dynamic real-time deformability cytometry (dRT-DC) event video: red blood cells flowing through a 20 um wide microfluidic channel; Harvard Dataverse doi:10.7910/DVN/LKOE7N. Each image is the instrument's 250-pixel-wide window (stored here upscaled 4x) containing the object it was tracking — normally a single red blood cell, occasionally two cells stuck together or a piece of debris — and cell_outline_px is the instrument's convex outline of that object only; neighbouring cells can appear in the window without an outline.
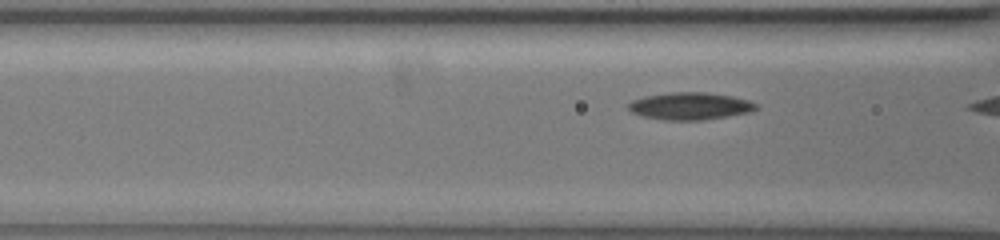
{"species": "common noctule bat (a hibernating species)", "species_latin": "Nyctalus noctula", "temperature_condition": "warm", "stored_images_in_passage": 10, "camera_frame_rate_fps": 3000, "um_per_image_px": 0.085, "animal": {"sex": "female", "body_mass_g": 19.5, "forearm_length_mm": 54.1}, "frame": {"image": 1, "passage_image": 9, "time_ms": 2.667, "image_size_px": [1000, 240], "cell_outline_px": [[760, 108], [752, 112], [728, 116], [700, 120], [664, 120], [640, 116], [632, 112], [628, 108], [628, 104], [632, 100], [644, 96], [668, 92], [708, 92], [732, 96], [748, 100], [760, 104]], "centroid_in_image_um": [58.69, 9.01], "position_along_channel_um": 107.9, "area_um2": 20.63}}